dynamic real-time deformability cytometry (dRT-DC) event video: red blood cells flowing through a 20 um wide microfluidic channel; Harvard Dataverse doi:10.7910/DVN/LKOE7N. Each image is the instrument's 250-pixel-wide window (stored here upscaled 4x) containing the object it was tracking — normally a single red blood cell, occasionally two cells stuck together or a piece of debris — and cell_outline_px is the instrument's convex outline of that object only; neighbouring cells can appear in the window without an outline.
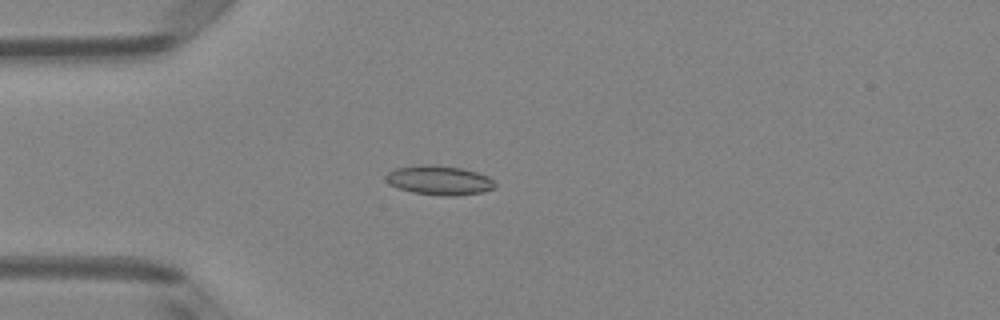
{"species": "Egyptian fruit bat (a non-hibernating species)", "species_latin": "Rousettus aegyptiacus", "temperature_condition": "room temperature", "stored_images_in_passage": 2, "camera_frame_rate_fps": 3000, "um_per_image_px": 0.085, "animal": {"sex": "female"}, "frame": {"image": 1, "passage_image": 1, "time_ms": 0.0, "image_size_px": [1000, 320], "cell_outline_px": [[496, 188], [480, 192], [452, 196], [440, 196], [412, 192], [388, 184], [384, 180], [384, 176], [388, 172], [396, 168], [420, 164], [432, 164], [464, 168], [488, 176], [496, 184]], "centroid_in_image_um": [37.31, 15.31], "position_along_channel_um": 47.7, "area_um2": 18.84}}